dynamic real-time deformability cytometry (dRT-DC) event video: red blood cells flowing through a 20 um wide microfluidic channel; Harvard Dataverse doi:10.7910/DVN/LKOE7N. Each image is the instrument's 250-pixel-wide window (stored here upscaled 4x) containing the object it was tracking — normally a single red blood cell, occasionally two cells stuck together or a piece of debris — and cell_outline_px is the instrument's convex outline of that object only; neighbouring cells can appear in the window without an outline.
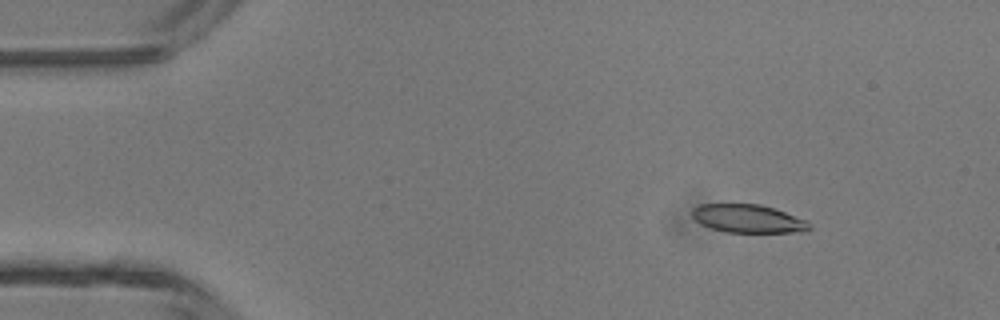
{"species": "common noctule bat (a hibernating species)", "species_latin": "Nyctalus noctula", "temperature_condition": "room temperature", "stored_images_in_passage": 46, "camera_frame_rate_fps": 3000, "um_per_image_px": 0.085, "animal": {"sex": "male", "body_mass_g": 13.3}, "frame": {"image": 1, "passage_image": 5, "time_ms": 1.333, "image_size_px": [1000, 320], "cell_outline_px": [[812, 228], [804, 232], [724, 232], [700, 224], [692, 216], [692, 208], [700, 204], [760, 204], [776, 208], [808, 220]], "centroid_in_image_um": [63.62, 18.58], "position_along_channel_um": 21.4, "area_um2": 19.54}}
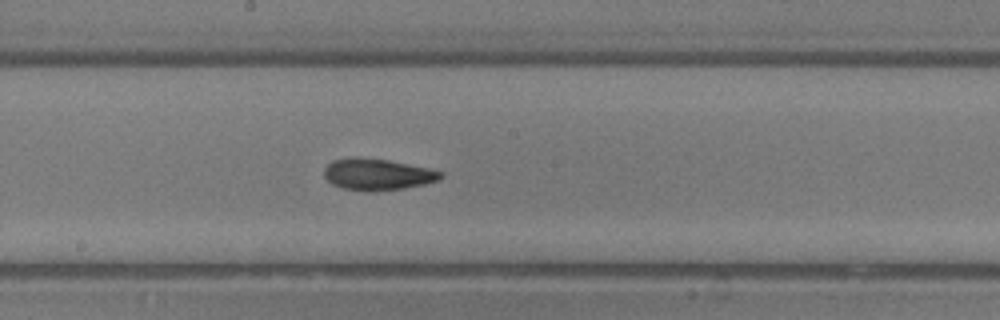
{"frame": {"image": 2, "passage_image": 24, "time_ms": 7.667, "image_size_px": [1000, 320], "cell_outline_px": [[444, 176], [440, 180], [424, 184], [404, 188], [368, 192], [340, 188], [332, 184], [324, 176], [324, 168], [332, 160], [352, 156], [356, 156], [388, 160], [428, 168], [444, 172]], "centroid_in_image_um": [32.07, 14.82], "position_along_channel_um": 216.1, "area_um2": 21.68}}
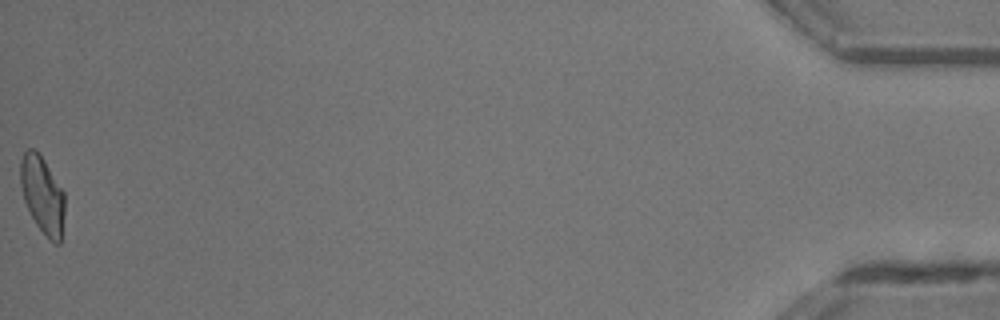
{"frame": {"image": 3, "passage_image": 46, "time_ms": 15.0, "image_size_px": [1000, 320], "cell_outline_px": [[64, 212], [60, 244], [56, 244], [36, 224], [24, 200], [20, 184], [20, 160], [24, 152], [28, 148], [36, 148], [44, 160], [64, 192]], "centroid_in_image_um": [3.59, 16.5], "position_along_channel_um": 431.6, "area_um2": 19.65}, "authors_computed_cell_mechanics": {"area_um2": 20.3167, "velocity_mm_per_s": 4.3744, "shape_relaxation_time_tau1_ms": 3.965, "shape_relaxation_time_tau2_ms": 2.361, "deformation_change_tau1": 0.1732, "deformation_change_tau2": 0.1066}}